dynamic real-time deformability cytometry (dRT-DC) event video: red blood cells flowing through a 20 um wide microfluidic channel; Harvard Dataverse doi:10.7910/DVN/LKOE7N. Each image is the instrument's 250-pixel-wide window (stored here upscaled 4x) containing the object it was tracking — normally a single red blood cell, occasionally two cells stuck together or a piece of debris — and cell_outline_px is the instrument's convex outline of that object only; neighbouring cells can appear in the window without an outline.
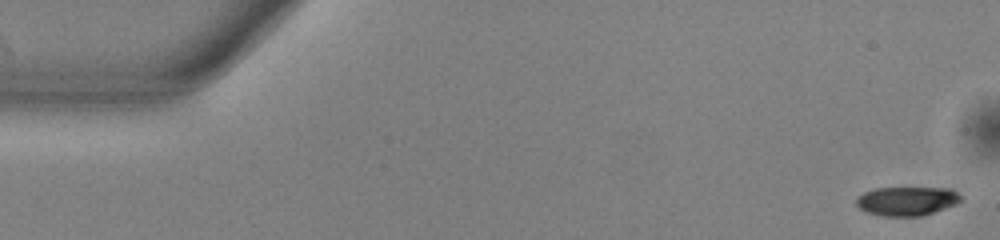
{"species": "common noctule bat (a hibernating species)", "species_latin": "Nyctalus noctula", "temperature_condition": "warm", "stored_images_in_passage": 10, "camera_frame_rate_fps": 3000, "um_per_image_px": 0.085, "animal": {"sex": "male", "body_mass_g": 13.0, "forearm_length_mm": 53.1}, "frame": {"image": 1, "passage_image": 1, "time_ms": 0.0, "image_size_px": [1000, 240], "cell_outline_px": [[960, 200], [956, 204], [920, 216], [884, 216], [868, 212], [860, 208], [856, 204], [856, 196], [864, 192], [876, 188], [952, 188], [960, 196]], "centroid_in_image_um": [77.05, 17.08], "position_along_channel_um": 7.9, "area_um2": 17.46}}